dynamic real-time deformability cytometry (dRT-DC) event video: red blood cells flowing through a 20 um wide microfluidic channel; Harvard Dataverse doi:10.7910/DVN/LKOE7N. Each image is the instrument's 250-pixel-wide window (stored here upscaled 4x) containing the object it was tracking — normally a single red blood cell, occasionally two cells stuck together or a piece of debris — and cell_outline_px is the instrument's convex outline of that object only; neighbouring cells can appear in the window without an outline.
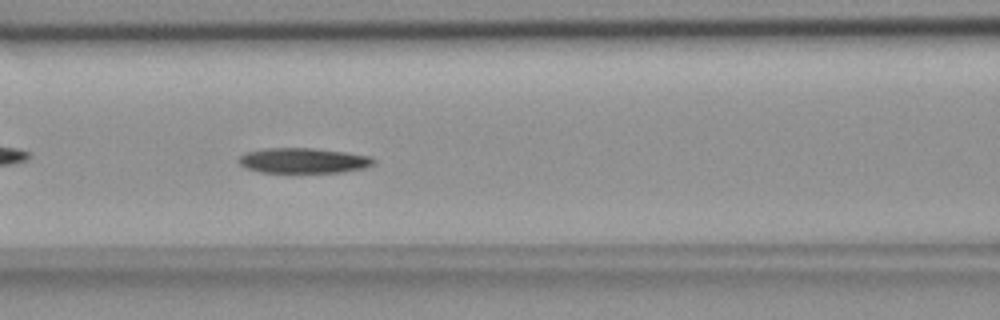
{"species": "common noctule bat (a hibernating species)", "species_latin": "Nyctalus noctula", "temperature_condition": "room temperature", "stored_images_in_passage": 41, "camera_frame_rate_fps": 3000, "um_per_image_px": 0.085, "animal": {"sex": "female", "body_mass_g": 18.4}, "frame": {"image": 1, "passage_image": 10, "time_ms": 3.0, "image_size_px": [1000, 320], "cell_outline_px": [[376, 160], [372, 164], [364, 168], [340, 172], [260, 172], [244, 168], [236, 160], [244, 152], [264, 148], [312, 148], [344, 152], [372, 156]], "centroid_in_image_um": [25.73, 13.64], "position_along_channel_um": 140.9, "area_um2": 19.88}}
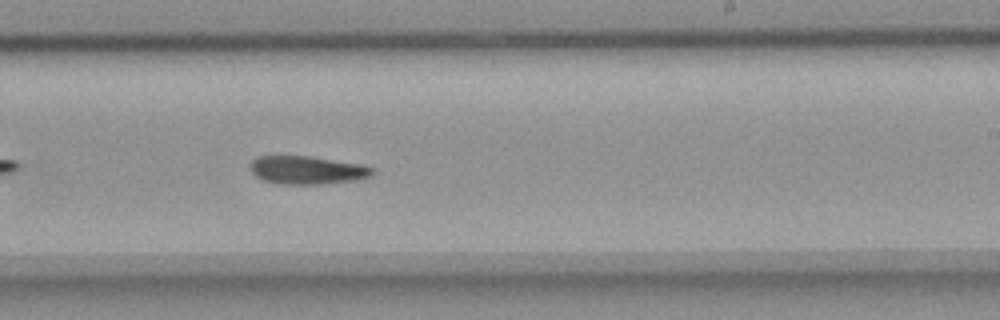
{"frame": {"image": 2, "passage_image": 20, "time_ms": 6.333, "image_size_px": [1000, 320], "cell_outline_px": [[372, 172], [368, 176], [356, 180], [324, 184], [280, 184], [264, 180], [256, 176], [252, 172], [252, 160], [256, 156], [308, 156], [360, 164], [372, 168]], "centroid_in_image_um": [26.07, 14.46], "position_along_channel_um": 262.9, "area_um2": 19.71}}
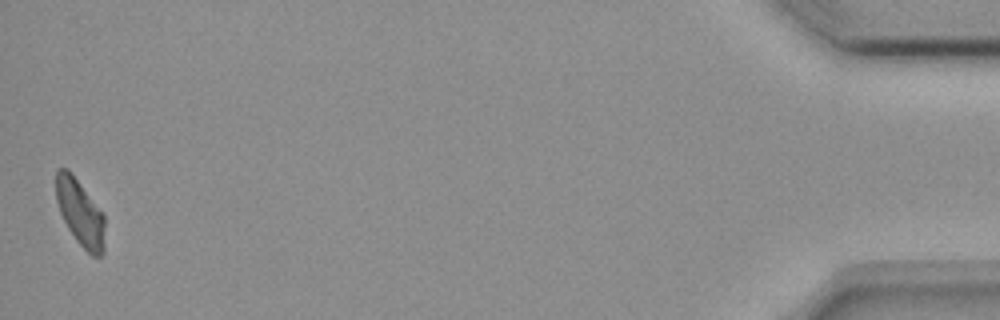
{"frame": {"image": 3, "passage_image": 41, "time_ms": 13.333, "image_size_px": [1000, 320], "cell_outline_px": [[104, 252], [100, 256], [92, 256], [76, 240], [68, 228], [60, 212], [56, 200], [56, 168], [68, 168], [104, 216]], "centroid_in_image_um": [6.8, 18.09], "position_along_channel_um": 428.4, "area_um2": 18.5}, "authors_computed_cell_mechanics": {"area_um2": 20.3456, "velocity_mm_per_s": 3.6803, "shape_relaxation_time_tau1_ms": 7.8396, "shape_relaxation_time_tau2_ms": null, "deformation_change_tau1": 0.1791, "deformation_change_tau2": null}}